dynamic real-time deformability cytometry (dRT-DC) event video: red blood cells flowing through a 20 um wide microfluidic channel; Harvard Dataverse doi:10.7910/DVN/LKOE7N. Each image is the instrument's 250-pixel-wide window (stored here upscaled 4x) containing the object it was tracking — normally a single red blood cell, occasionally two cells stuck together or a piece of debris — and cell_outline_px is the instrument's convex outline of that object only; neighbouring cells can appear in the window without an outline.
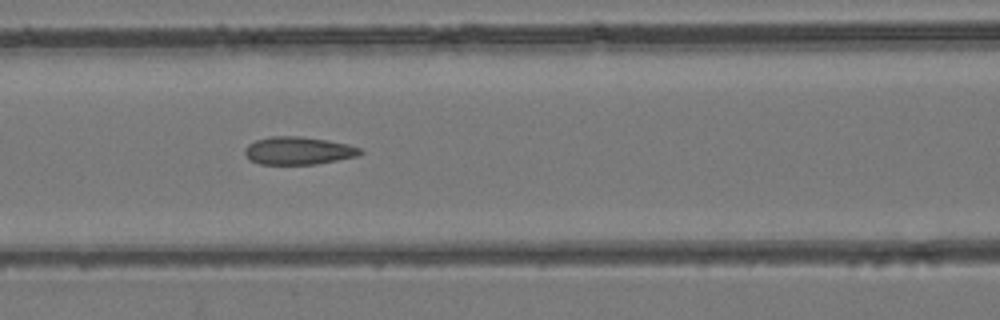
{"species": "common noctule bat (a hibernating species)", "species_latin": "Nyctalus noctula", "temperature_condition": "room temperature", "stored_images_in_passage": 27, "camera_frame_rate_fps": 3000, "um_per_image_px": 0.085, "animal": {"sex": "female", "body_mass_g": 24.6, "forearm_length_mm": 56.2}, "frame": {"image": 1, "passage_image": 22, "time_ms": 7.0, "image_size_px": [1000, 320], "cell_outline_px": [[364, 152], [356, 156], [316, 164], [260, 164], [248, 160], [244, 152], [244, 148], [248, 144], [256, 140], [268, 136], [300, 136], [328, 140], [348, 144], [360, 148]], "centroid_in_image_um": [25.32, 12.8], "position_along_channel_um": 141.3, "area_um2": 18.79}}
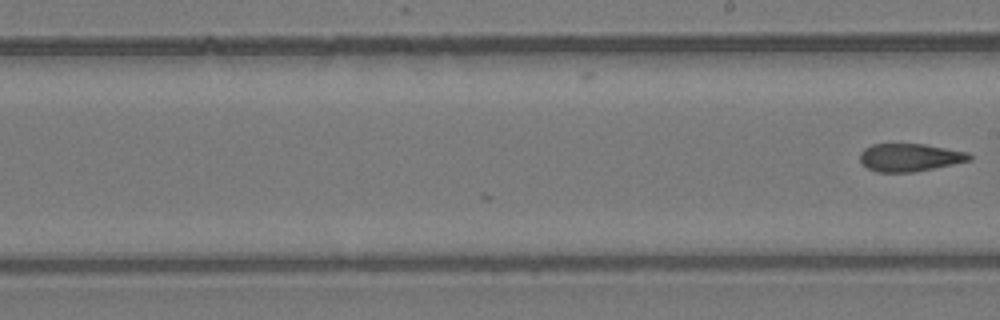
{"frame": {"image": 2, "passage_image": 27, "time_ms": 8.667, "image_size_px": [1000, 320], "cell_outline_px": [[972, 160], [912, 172], [876, 172], [868, 168], [860, 160], [860, 152], [864, 148], [872, 144], [924, 144], [968, 152], [972, 156]], "centroid_in_image_um": [77.32, 13.37], "position_along_channel_um": 211.7, "area_um2": 17.63}}